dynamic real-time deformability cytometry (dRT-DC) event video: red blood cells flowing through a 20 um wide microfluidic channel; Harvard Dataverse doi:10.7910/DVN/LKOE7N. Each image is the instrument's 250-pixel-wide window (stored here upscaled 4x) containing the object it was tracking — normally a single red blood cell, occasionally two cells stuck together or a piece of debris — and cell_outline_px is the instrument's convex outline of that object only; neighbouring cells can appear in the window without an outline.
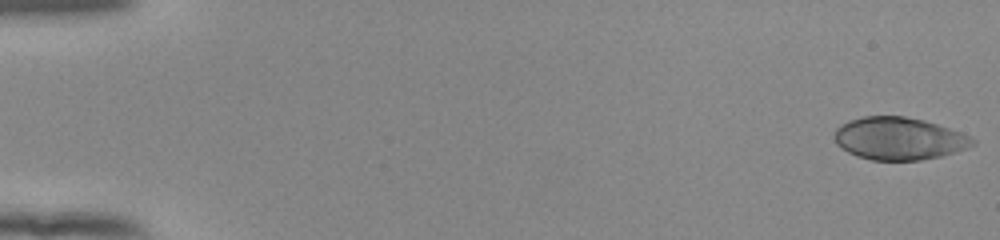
{"species": "human", "species_latin": "Homo sapiens", "temperature_condition": "room temperature", "stored_images_in_passage": 42, "camera_frame_rate_fps": 3000, "um_per_image_px": 0.085, "donor": {"sex": "female"}, "frame": {"image": 1, "passage_image": 1, "time_ms": 0.0, "image_size_px": [1000, 240], "cell_outline_px": [[976, 144], [968, 148], [956, 152], [940, 156], [920, 160], [872, 160], [856, 156], [840, 148], [836, 144], [832, 136], [836, 128], [840, 124], [848, 120], [864, 116], [904, 116], [924, 120], [960, 132], [976, 140]], "centroid_in_image_um": [76.37, 11.78], "position_along_channel_um": 8.6, "area_um2": 34.45}}
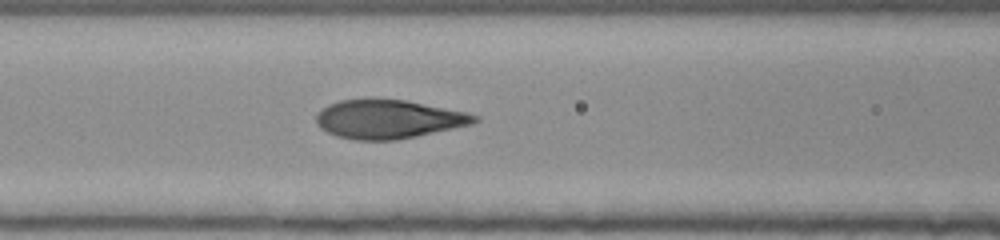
{"frame": {"image": 2, "passage_image": 24, "time_ms": 7.667, "image_size_px": [1000, 240], "cell_outline_px": [[480, 120], [472, 124], [416, 136], [396, 140], [356, 140], [336, 136], [320, 128], [316, 124], [316, 116], [328, 104], [340, 100], [368, 96], [372, 96], [404, 100], [468, 112], [480, 116]], "centroid_in_image_um": [33.0, 10.09], "position_along_channel_um": 133.6, "area_um2": 36.36}}
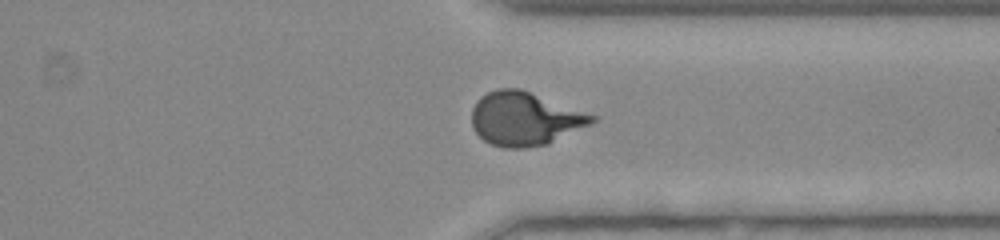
{"frame": {"image": 3, "passage_image": 42, "time_ms": 13.667, "image_size_px": [1000, 240], "cell_outline_px": [[596, 120], [592, 124], [548, 144], [524, 148], [504, 148], [492, 144], [484, 140], [472, 128], [472, 108], [476, 100], [480, 96], [496, 88], [520, 88], [596, 116]], "centroid_in_image_um": [44.59, 10.09], "position_along_channel_um": 366.8, "area_um2": 37.57}}